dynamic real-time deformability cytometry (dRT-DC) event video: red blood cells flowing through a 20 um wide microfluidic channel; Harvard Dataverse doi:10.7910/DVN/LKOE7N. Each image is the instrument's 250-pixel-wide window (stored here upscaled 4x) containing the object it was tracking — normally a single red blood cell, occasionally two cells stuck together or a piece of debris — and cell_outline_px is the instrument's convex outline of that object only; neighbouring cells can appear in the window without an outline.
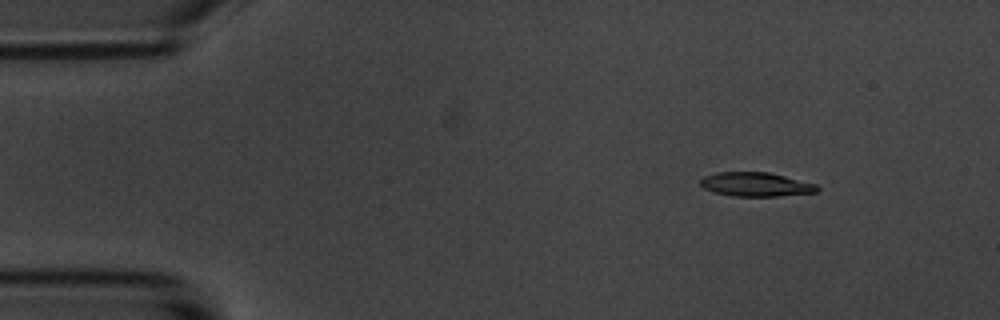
{"species": "common noctule bat (a hibernating species)", "species_latin": "Nyctalus noctula", "temperature_condition": "room temperature", "stored_images_in_passage": 8, "camera_frame_rate_fps": 3000, "um_per_image_px": 0.085, "animal": {"sex": "male", "body_mass_g": 20.1, "forearm_length_mm": 53.5}, "frame": {"image": 1, "passage_image": 1, "time_ms": 0.0, "image_size_px": [1000, 320], "cell_outline_px": [[820, 188], [816, 192], [780, 196], [732, 196], [712, 192], [704, 188], [700, 184], [700, 180], [704, 176], [716, 172], [768, 172], [816, 184]], "centroid_in_image_um": [64.22, 15.68], "position_along_channel_um": 20.8, "area_um2": 16.36}}
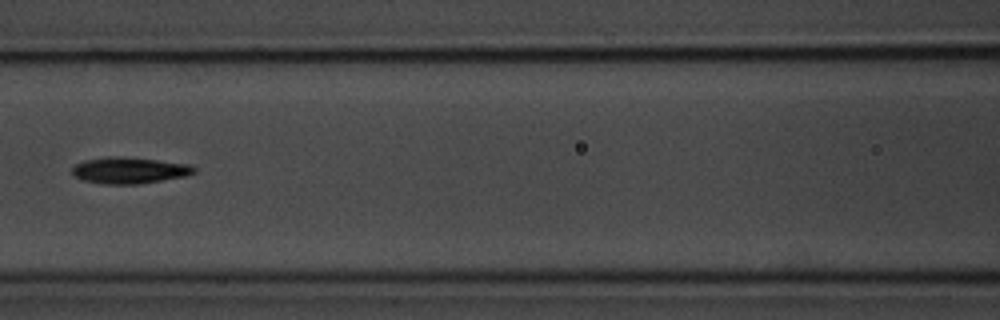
{"frame": {"image": 2, "passage_image": 6, "time_ms": 6.0, "image_size_px": [1000, 320], "cell_outline_px": [[196, 172], [184, 176], [140, 184], [100, 184], [84, 180], [72, 176], [72, 168], [76, 164], [84, 160], [108, 156], [120, 156], [156, 160], [188, 164], [196, 168]], "centroid_in_image_um": [10.95, 14.48], "position_along_channel_um": 155.7, "area_um2": 18.73}}
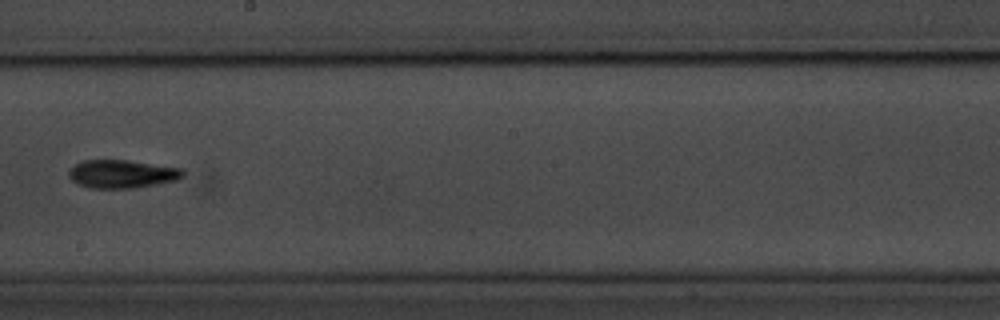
{"frame": {"image": 3, "passage_image": 8, "time_ms": 8.333, "image_size_px": [1000, 320], "cell_outline_px": [[184, 176], [176, 180], [156, 184], [132, 188], [88, 188], [76, 184], [68, 176], [68, 172], [76, 164], [84, 160], [124, 160], [184, 168]], "centroid_in_image_um": [10.36, 14.79], "position_along_channel_um": 237.8, "area_um2": 18.73}}